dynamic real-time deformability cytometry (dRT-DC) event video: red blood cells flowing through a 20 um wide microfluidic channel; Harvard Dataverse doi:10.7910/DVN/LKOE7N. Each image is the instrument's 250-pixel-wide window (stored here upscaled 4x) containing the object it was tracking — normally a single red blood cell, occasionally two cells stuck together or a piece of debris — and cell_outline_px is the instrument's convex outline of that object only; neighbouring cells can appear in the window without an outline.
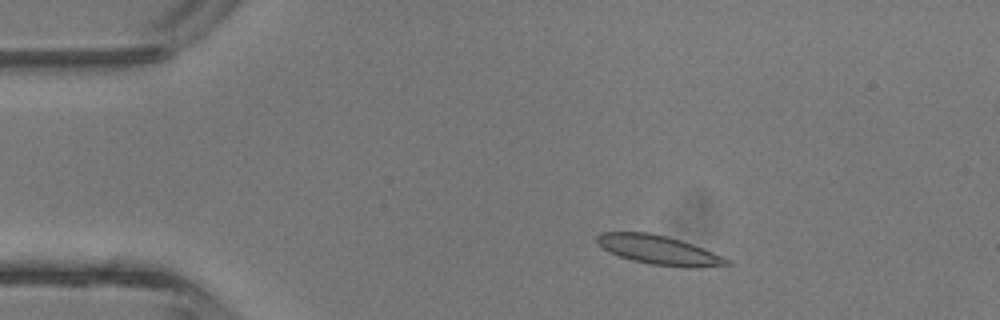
{"species": "common noctule bat (a hibernating species)", "species_latin": "Nyctalus noctula", "temperature_condition": "room temperature", "stored_images_in_passage": 4, "camera_frame_rate_fps": 3000, "um_per_image_px": 0.085, "animal": {"sex": "male", "body_mass_g": 13.3}, "frame": {"image": 1, "passage_image": 2, "time_ms": 1.333, "image_size_px": [1000, 320], "cell_outline_px": [[732, 264], [700, 268], [684, 268], [652, 264], [632, 260], [620, 256], [604, 248], [596, 240], [596, 236], [600, 232], [648, 232], [668, 236], [704, 248], [732, 260]], "centroid_in_image_um": [56.08, 21.26], "position_along_channel_um": 28.9, "area_um2": 22.08}}